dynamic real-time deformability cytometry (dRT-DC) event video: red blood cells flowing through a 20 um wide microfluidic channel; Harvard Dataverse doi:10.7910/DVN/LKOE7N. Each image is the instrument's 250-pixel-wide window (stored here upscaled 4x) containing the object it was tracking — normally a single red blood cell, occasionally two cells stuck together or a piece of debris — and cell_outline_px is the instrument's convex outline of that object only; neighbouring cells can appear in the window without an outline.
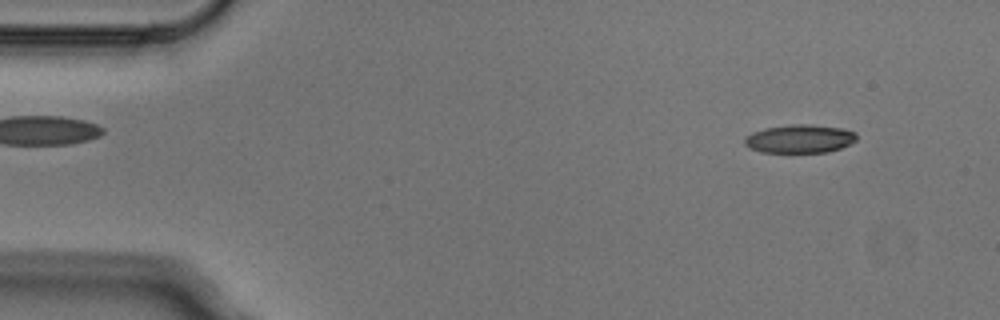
{"species": "Egyptian fruit bat (a non-hibernating species)", "species_latin": "Rousettus aegyptiacus", "temperature_condition": "cold", "stored_images_in_passage": 5, "segment_of_instrument_passage": [2, 2], "camera_frame_rate_fps": 3000, "um_per_image_px": 0.085, "animal": {"sex": "male"}, "frame": {"image": 1, "passage_image": 5, "time_ms": 1.333, "image_size_px": [1000, 320], "cell_outline_px": [[856, 140], [840, 148], [828, 152], [760, 152], [744, 144], [744, 136], [752, 132], [764, 128], [792, 124], [808, 124], [840, 128], [856, 132]], "centroid_in_image_um": [67.94, 11.79], "position_along_channel_um": 17.1, "area_um2": 18.44}}